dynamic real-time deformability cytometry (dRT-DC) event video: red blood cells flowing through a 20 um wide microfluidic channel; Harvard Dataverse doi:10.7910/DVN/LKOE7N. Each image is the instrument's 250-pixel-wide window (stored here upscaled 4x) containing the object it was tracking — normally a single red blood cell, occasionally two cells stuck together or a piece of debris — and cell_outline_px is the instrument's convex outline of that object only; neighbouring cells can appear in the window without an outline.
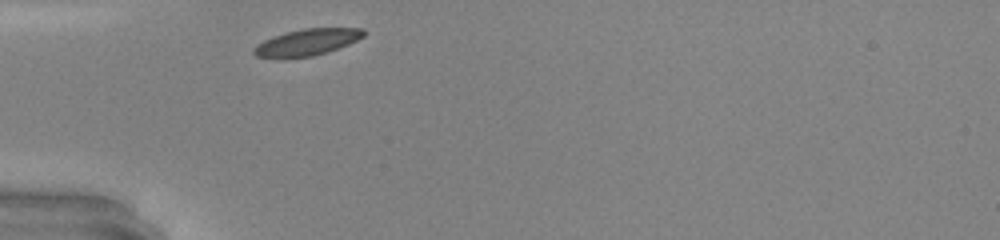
{"species": "common noctule bat (a hibernating species)", "species_latin": "Nyctalus noctula", "temperature_condition": "warm", "stored_images_in_passage": 25, "camera_frame_rate_fps": 3000, "um_per_image_px": 0.085, "animal": {"sex": "male", "body_mass_g": 20.0, "forearm_length_mm": 53.3}, "frame": {"image": 1, "passage_image": 1, "time_ms": 0.0, "image_size_px": [1000, 240], "cell_outline_px": [[364, 36], [348, 44], [328, 52], [312, 56], [276, 60], [256, 56], [252, 52], [252, 48], [256, 44], [264, 40], [288, 32], [304, 28], [364, 28]], "centroid_in_image_um": [26.03, 3.63], "position_along_channel_um": 59.0, "area_um2": 17.22}, "authors_computed_cell_mechanics": {"area_um2": 17.5712, "velocity_mm_per_s": 4.2411, "shape_relaxation_time_tau1_ms": 1.1793, "shape_relaxation_time_tau2_ms": 4.9271, "deformation_change_tau1": 0.0735, "deformation_change_tau2": 0.1023}}